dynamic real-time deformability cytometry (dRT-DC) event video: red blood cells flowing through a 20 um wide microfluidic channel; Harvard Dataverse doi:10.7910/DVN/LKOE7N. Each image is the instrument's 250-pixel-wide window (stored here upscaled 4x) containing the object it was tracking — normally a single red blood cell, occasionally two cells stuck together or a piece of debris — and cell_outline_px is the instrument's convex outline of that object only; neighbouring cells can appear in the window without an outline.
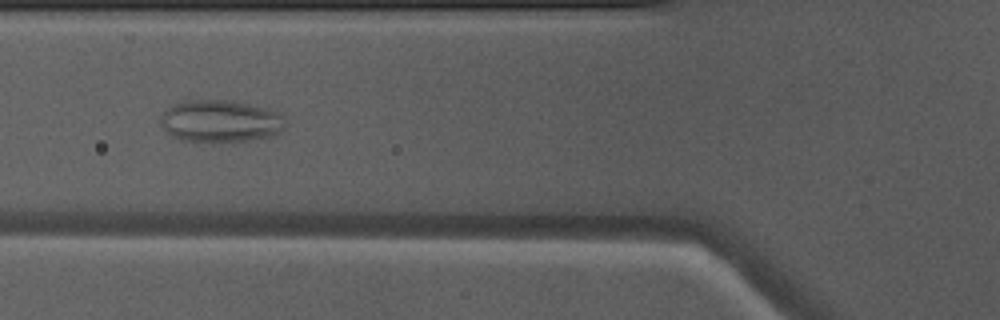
{"species": "Egyptian fruit bat (a non-hibernating species)", "species_latin": "Rousettus aegyptiacus", "temperature_condition": "warm", "stored_images_in_passage": 34, "camera_frame_rate_fps": 3000, "um_per_image_px": 0.085, "animal": {"sex": "male"}, "frame": {"image": 1, "passage_image": 6, "time_ms": 1.667, "image_size_px": [1000, 320], "cell_outline_px": [[284, 116], [280, 132], [276, 136], [232, 144], [184, 140], [172, 136], [164, 128], [160, 120], [160, 116], [172, 104], [188, 100], [224, 100], [248, 104], [268, 108], [280, 112]], "centroid_in_image_um": [18.77, 10.33], "position_along_channel_um": 107.0, "area_um2": 31.21}, "authors_computed_cell_mechanics": {"area_um2": 27.9463, "velocity_mm_per_s": 4.0667, "shape_relaxation_time_tau1_ms": null, "shape_relaxation_time_tau2_ms": 0.858, "deformation_change_tau1": null, "deformation_change_tau2": 0.0553}}